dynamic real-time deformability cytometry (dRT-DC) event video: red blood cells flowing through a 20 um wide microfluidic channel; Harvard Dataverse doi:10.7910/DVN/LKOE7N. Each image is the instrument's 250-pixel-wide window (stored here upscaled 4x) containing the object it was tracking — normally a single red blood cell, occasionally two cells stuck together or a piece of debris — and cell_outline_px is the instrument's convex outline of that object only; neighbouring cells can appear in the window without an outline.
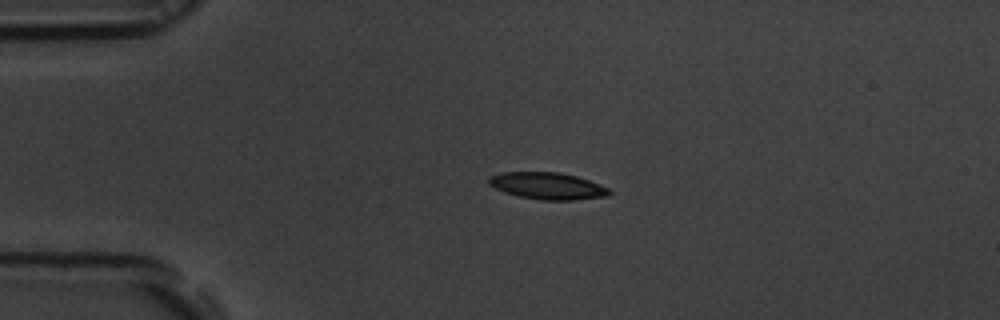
{"species": "common noctule bat (a hibernating species)", "species_latin": "Nyctalus noctula", "temperature_condition": "room temperature", "stored_images_in_passage": 43, "camera_frame_rate_fps": 3000, "um_per_image_px": 0.085, "animal": {"sex": "male", "body_mass_g": 19.5, "forearm_length_mm": 54.6}, "frame": {"image": 1, "passage_image": 1, "time_ms": 0.0, "image_size_px": [1000, 320], "cell_outline_px": [[612, 192], [608, 196], [572, 200], [540, 200], [516, 196], [504, 192], [488, 184], [488, 176], [500, 172], [560, 172], [576, 176], [600, 184], [608, 188]], "centroid_in_image_um": [46.51, 15.8], "position_along_channel_um": 38.5, "area_um2": 19.02}}
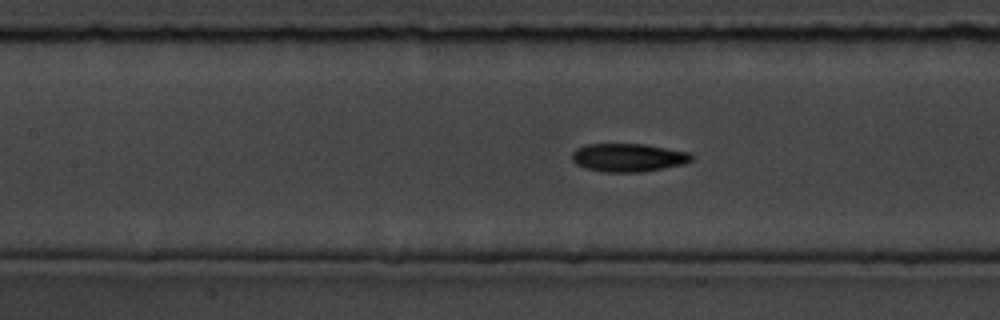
{"frame": {"image": 2, "passage_image": 13, "time_ms": 4.0, "image_size_px": [1000, 320], "cell_outline_px": [[692, 160], [680, 164], [640, 172], [604, 172], [584, 168], [576, 164], [572, 160], [572, 152], [576, 148], [584, 144], [644, 144], [688, 152], [692, 156]], "centroid_in_image_um": [53.31, 13.38], "position_along_channel_um": 154.1, "area_um2": 19.48}}
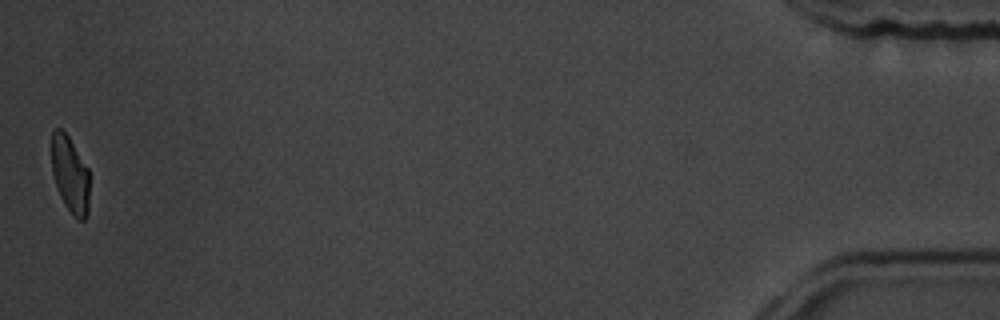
{"frame": {"image": 3, "passage_image": 43, "time_ms": 14.0, "image_size_px": [1000, 320], "cell_outline_px": [[88, 216], [84, 220], [76, 220], [64, 204], [60, 196], [52, 172], [52, 128], [60, 128], [68, 136], [88, 168]], "centroid_in_image_um": [5.95, 14.86], "position_along_channel_um": 429.2, "area_um2": 16.82}, "authors_computed_cell_mechanics": {"area_um2": 19.363, "velocity_mm_per_s": 3.7035, "shape_relaxation_time_tau1_ms": 4.5777, "shape_relaxation_time_tau2_ms": 2.3702, "deformation_change_tau1": 0.1521, "deformation_change_tau2": 0.0834}}